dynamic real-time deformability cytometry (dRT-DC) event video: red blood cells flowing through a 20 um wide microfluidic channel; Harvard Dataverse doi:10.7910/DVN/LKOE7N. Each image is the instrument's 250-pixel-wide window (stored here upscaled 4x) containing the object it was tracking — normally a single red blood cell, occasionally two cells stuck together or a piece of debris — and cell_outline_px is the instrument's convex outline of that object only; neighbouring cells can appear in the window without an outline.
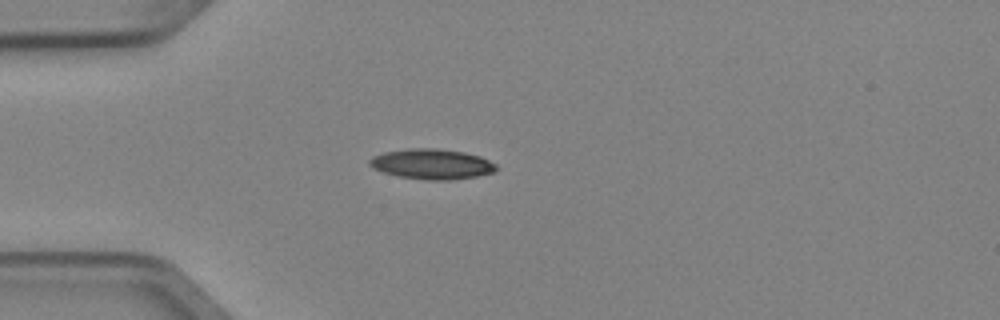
{"species": "Egyptian fruit bat (a non-hibernating species)", "species_latin": "Rousettus aegyptiacus", "temperature_condition": "cold", "stored_images_in_passage": 4, "camera_frame_rate_fps": 3000, "um_per_image_px": 0.085, "animal": {"sex": "female"}, "frame": {"image": 1, "passage_image": 4, "time_ms": 1.0, "image_size_px": [1000, 320], "cell_outline_px": [[496, 168], [492, 172], [476, 176], [448, 180], [428, 180], [396, 176], [380, 172], [372, 168], [368, 164], [368, 160], [372, 156], [384, 152], [408, 148], [436, 148], [464, 152], [480, 156], [496, 164]], "centroid_in_image_um": [36.63, 13.94], "position_along_channel_um": 48.4, "area_um2": 22.43}}